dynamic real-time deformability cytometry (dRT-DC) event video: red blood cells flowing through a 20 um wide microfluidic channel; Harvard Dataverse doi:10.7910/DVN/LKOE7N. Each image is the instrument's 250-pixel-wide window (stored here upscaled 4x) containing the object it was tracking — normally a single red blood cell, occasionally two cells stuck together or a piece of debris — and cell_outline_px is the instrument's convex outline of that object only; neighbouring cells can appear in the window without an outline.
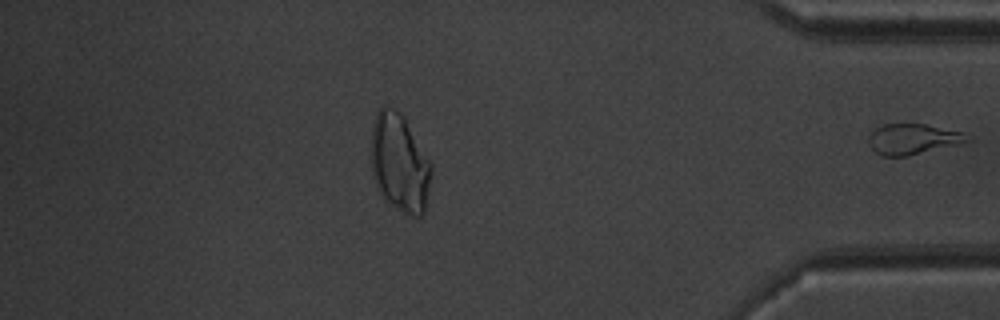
{"species": "common noctule bat (a hibernating species)", "species_latin": "Nyctalus noctula", "temperature_condition": "warm", "stored_images_in_passage": 45, "segment_of_instrument_passage": [2, 2], "camera_frame_rate_fps": 3000, "um_per_image_px": 0.085, "animal": {"sex": "male", "body_mass_g": 20.1, "forearm_length_mm": 53.5}, "frame": {"image": 1, "passage_image": 45, "time_ms": 14.667, "image_size_px": [1000, 320], "cell_outline_px": [[972, 140], [908, 156], [884, 156], [876, 152], [868, 144], [868, 136], [876, 128], [884, 124], [924, 124], [964, 132]], "centroid_in_image_um": [77.57, 11.82], "position_along_channel_um": 357.6, "area_um2": 17.34}}